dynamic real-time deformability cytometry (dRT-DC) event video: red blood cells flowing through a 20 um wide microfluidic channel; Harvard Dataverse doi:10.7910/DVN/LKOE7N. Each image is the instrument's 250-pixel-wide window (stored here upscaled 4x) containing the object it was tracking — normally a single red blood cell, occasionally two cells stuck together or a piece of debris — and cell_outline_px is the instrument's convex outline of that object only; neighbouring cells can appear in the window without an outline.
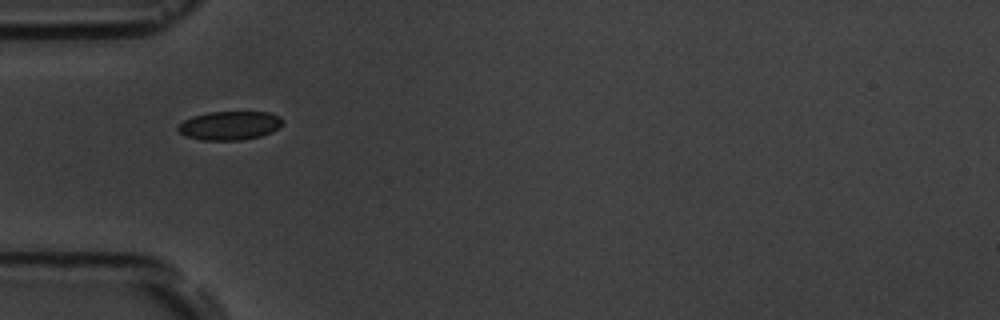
{"species": "common noctule bat (a hibernating species)", "species_latin": "Nyctalus noctula", "temperature_condition": "room temperature", "stored_images_in_passage": 12, "camera_frame_rate_fps": 3000, "um_per_image_px": 0.085, "animal": {"sex": "male", "body_mass_g": 19.5, "forearm_length_mm": 54.6}, "frame": {"image": 1, "passage_image": 1, "time_ms": 0.0, "image_size_px": [1000, 320], "cell_outline_px": [[284, 120], [272, 132], [260, 136], [240, 140], [200, 140], [184, 136], [176, 128], [184, 120], [192, 116], [208, 112], [268, 112], [280, 116]], "centroid_in_image_um": [19.49, 10.67], "position_along_channel_um": 65.5, "area_um2": 17.51}}
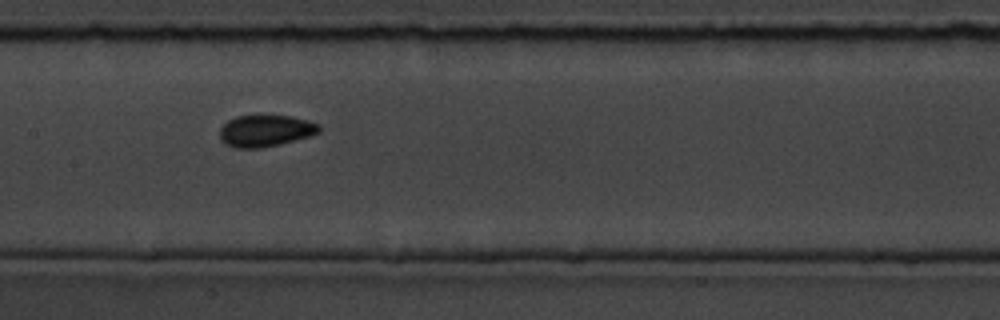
{"frame": {"image": 2, "passage_image": 4, "time_ms": 3.333, "image_size_px": [1000, 320], "cell_outline_px": [[320, 132], [308, 136], [280, 144], [260, 148], [236, 148], [220, 140], [220, 128], [228, 120], [236, 116], [292, 116], [308, 120], [320, 124]], "centroid_in_image_um": [22.57, 11.11], "position_along_channel_um": 184.8, "area_um2": 18.21}}
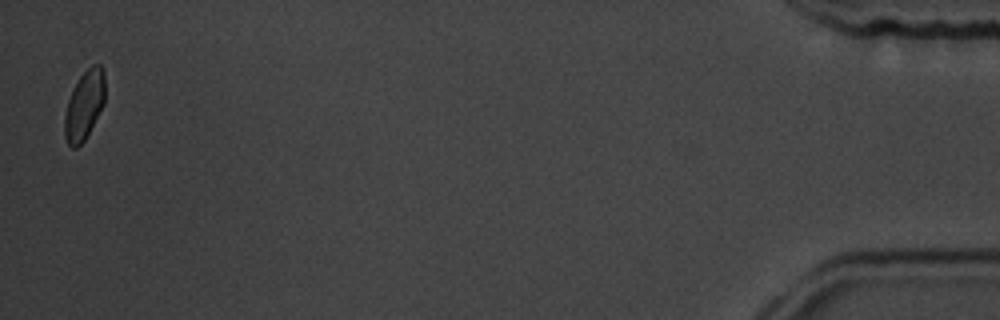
{"frame": {"image": 3, "passage_image": 12, "time_ms": 12.667, "image_size_px": [1000, 320], "cell_outline_px": [[104, 104], [84, 140], [76, 148], [72, 148], [68, 144], [64, 136], [64, 116], [68, 100], [80, 76], [92, 64], [100, 64], [104, 68]], "centroid_in_image_um": [7.16, 8.94], "position_along_channel_um": 428.0, "area_um2": 16.07}, "authors_computed_cell_mechanics": {"area_um2": 17.34, "velocity_mm_per_s": 3.6095, "shape_relaxation_time_tau1_ms": 4.7417, "shape_relaxation_time_tau2_ms": null, "deformation_change_tau1": 0.0923, "deformation_change_tau2": null}}